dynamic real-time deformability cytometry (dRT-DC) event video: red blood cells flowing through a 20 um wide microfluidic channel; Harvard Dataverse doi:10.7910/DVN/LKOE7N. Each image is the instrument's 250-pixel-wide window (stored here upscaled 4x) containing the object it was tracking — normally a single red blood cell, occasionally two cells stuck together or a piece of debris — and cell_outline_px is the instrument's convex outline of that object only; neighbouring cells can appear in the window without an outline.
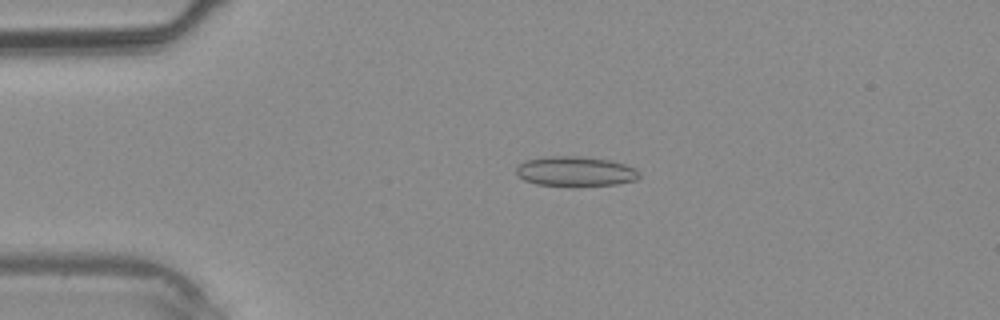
{"species": "common noctule bat (a hibernating species)", "species_latin": "Nyctalus noctula", "temperature_condition": "warm", "stored_images_in_passage": 33, "camera_frame_rate_fps": 3000, "um_per_image_px": 0.085, "animal": {"sex": "male", "body_mass_g": 20.4}, "frame": {"image": 1, "passage_image": 4, "time_ms": 1.0, "image_size_px": [1000, 320], "cell_outline_px": [[640, 176], [636, 180], [616, 184], [576, 188], [572, 188], [536, 184], [524, 180], [516, 172], [516, 168], [524, 160], [544, 156], [580, 156], [608, 160], [624, 164], [640, 172]], "centroid_in_image_um": [48.88, 14.6], "position_along_channel_um": 36.1, "area_um2": 21.96}}
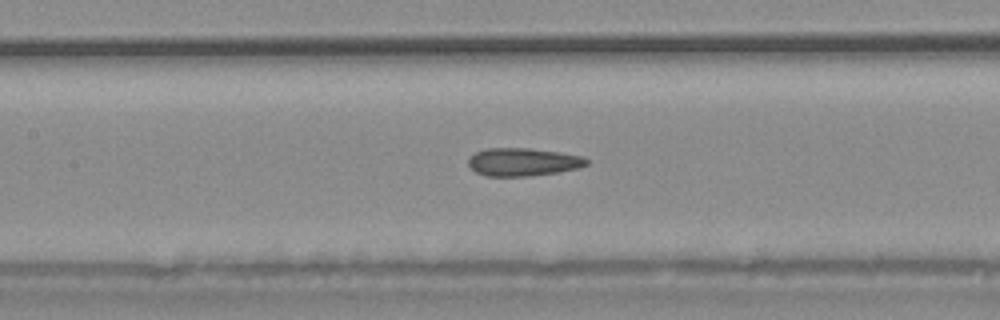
{"frame": {"image": 2, "passage_image": 13, "time_ms": 4.0, "image_size_px": [1000, 320], "cell_outline_px": [[588, 164], [580, 168], [556, 172], [528, 176], [488, 176], [476, 172], [468, 164], [468, 156], [476, 152], [488, 148], [528, 148], [560, 152], [584, 156], [588, 160]], "centroid_in_image_um": [44.46, 13.76], "position_along_channel_um": 162.9, "area_um2": 19.31}}
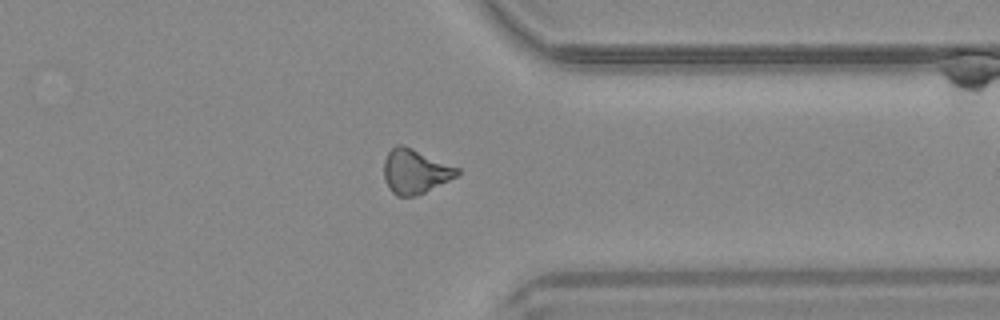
{"frame": {"image": 3, "passage_image": 25, "time_ms": 8.0, "image_size_px": [1000, 320], "cell_outline_px": [[460, 172], [456, 176], [416, 196], [396, 196], [388, 188], [384, 180], [384, 160], [388, 152], [396, 144], [404, 144], [460, 168]], "centroid_in_image_um": [35.26, 14.55], "position_along_channel_um": 376.1, "area_um2": 19.02}}